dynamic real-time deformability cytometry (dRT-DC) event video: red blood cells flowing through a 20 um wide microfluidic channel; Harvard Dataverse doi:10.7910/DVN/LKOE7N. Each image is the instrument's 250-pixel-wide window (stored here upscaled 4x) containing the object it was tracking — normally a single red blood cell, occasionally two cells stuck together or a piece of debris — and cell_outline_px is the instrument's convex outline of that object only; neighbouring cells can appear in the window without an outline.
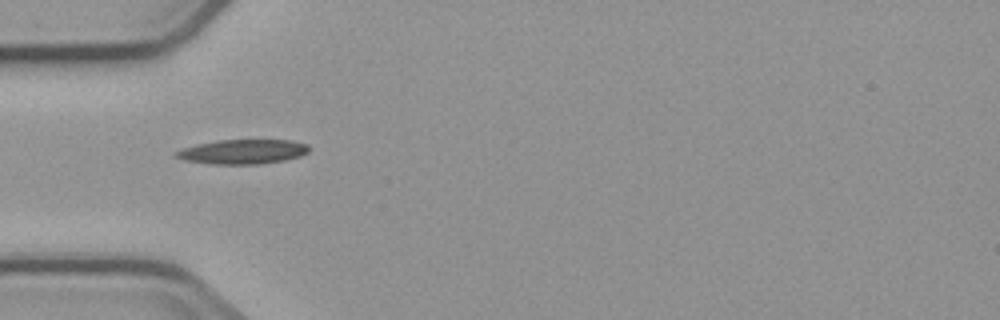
{"species": "common noctule bat (a hibernating species)", "species_latin": "Nyctalus noctula", "temperature_condition": "cold", "stored_images_in_passage": 5, "camera_frame_rate_fps": 3000, "um_per_image_px": 0.085, "animal": {"sex": "male", "body_mass_g": 23.1, "forearm_length_mm": 52.7}, "frame": {"image": 1, "passage_image": 1, "time_ms": 0.0, "image_size_px": [1000, 320], "cell_outline_px": [[308, 152], [300, 156], [284, 160], [260, 164], [208, 164], [184, 160], [172, 156], [172, 152], [196, 144], [220, 140], [292, 140], [308, 144]], "centroid_in_image_um": [20.58, 12.9], "position_along_channel_um": 64.4, "area_um2": 19.13}}
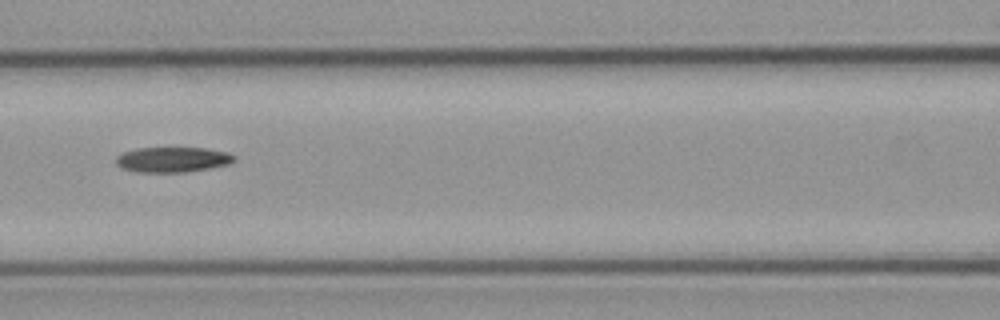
{"frame": {"image": 2, "passage_image": 3, "time_ms": 2.333, "image_size_px": [1000, 320], "cell_outline_px": [[236, 160], [228, 164], [208, 168], [184, 172], [136, 172], [124, 168], [116, 164], [116, 156], [124, 152], [136, 148], [204, 148], [228, 152], [236, 156]], "centroid_in_image_um": [14.68, 13.56], "position_along_channel_um": 151.9, "area_um2": 17.28}}
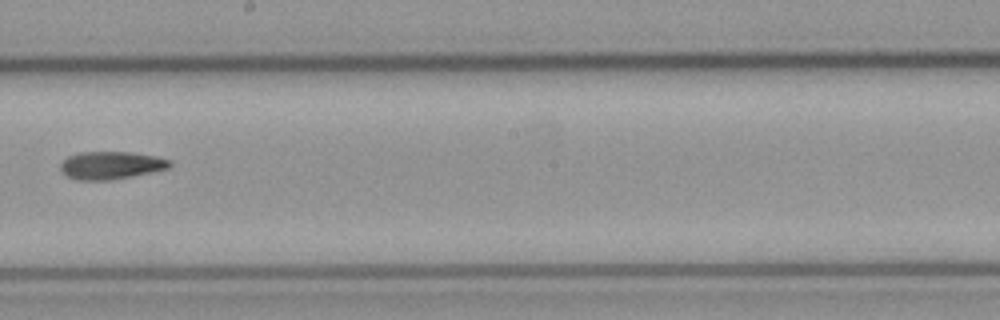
{"frame": {"image": 3, "passage_image": 5, "time_ms": 4.667, "image_size_px": [1000, 320], "cell_outline_px": [[172, 164], [168, 168], [132, 176], [112, 180], [76, 180], [68, 176], [60, 168], [60, 164], [68, 156], [80, 152], [128, 152], [152, 156], [172, 160]], "centroid_in_image_um": [9.42, 14.05], "position_along_channel_um": 238.8, "area_um2": 17.46}}